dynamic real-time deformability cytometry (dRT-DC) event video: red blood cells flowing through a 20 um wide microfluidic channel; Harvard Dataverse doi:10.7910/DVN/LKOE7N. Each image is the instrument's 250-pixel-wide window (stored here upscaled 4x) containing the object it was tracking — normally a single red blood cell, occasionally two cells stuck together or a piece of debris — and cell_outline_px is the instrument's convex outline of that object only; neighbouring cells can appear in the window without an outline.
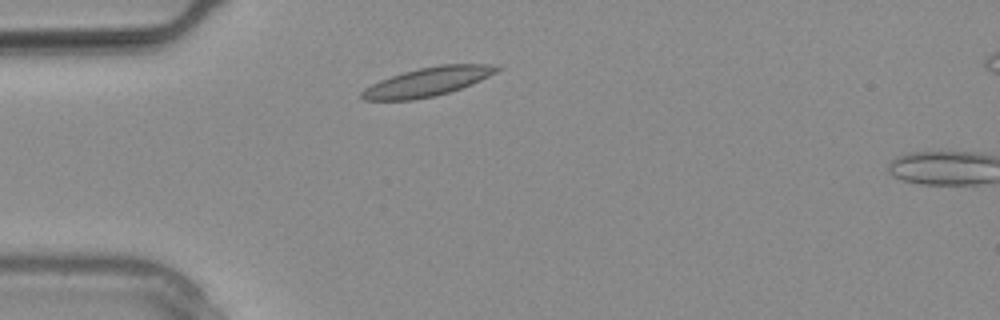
{"species": "common noctule bat (a hibernating species)", "species_latin": "Nyctalus noctula", "temperature_condition": "warm", "stored_images_in_passage": 2, "camera_frame_rate_fps": 3000, "um_per_image_px": 0.085, "animal": {"sex": "male", "body_mass_g": 20.4}, "frame": {"image": 1, "passage_image": 1, "time_ms": 0.0, "image_size_px": [1000, 320], "cell_outline_px": [[504, 68], [500, 72], [472, 84], [436, 96], [412, 100], [364, 100], [360, 96], [360, 92], [364, 88], [380, 80], [404, 72], [420, 68], [440, 64], [492, 64]], "centroid_in_image_um": [36.4, 6.94], "position_along_channel_um": 48.6, "area_um2": 22.83}}